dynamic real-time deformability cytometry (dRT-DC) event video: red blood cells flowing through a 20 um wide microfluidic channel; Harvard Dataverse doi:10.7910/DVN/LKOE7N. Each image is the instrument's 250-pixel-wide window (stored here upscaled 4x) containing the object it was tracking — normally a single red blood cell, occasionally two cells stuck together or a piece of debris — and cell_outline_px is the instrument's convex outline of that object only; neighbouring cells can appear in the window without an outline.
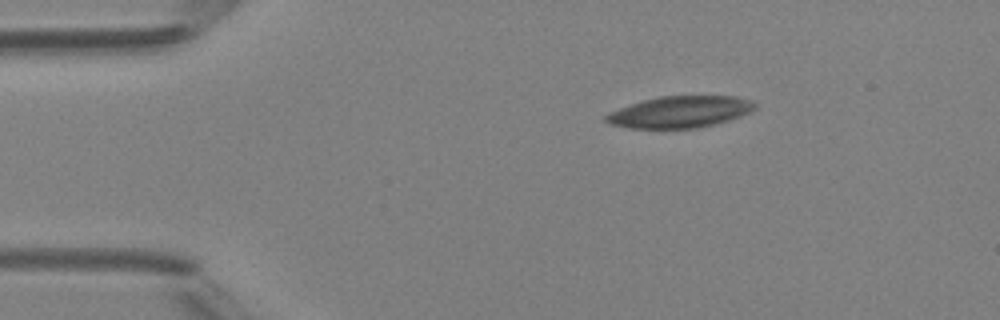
{"species": "Egyptian fruit bat (a non-hibernating species)", "species_latin": "Rousettus aegyptiacus", "temperature_condition": "room temperature", "stored_images_in_passage": 2, "camera_frame_rate_fps": 3000, "um_per_image_px": 0.085, "animal": {"sex": "female"}, "frame": {"image": 1, "passage_image": 1, "time_ms": 0.0, "image_size_px": [1000, 320], "cell_outline_px": [[756, 108], [740, 116], [716, 124], [696, 128], [628, 128], [608, 124], [604, 120], [604, 116], [608, 112], [644, 100], [660, 96], [736, 96], [756, 100]], "centroid_in_image_um": [57.81, 9.51], "position_along_channel_um": 27.2, "area_um2": 27.51}}